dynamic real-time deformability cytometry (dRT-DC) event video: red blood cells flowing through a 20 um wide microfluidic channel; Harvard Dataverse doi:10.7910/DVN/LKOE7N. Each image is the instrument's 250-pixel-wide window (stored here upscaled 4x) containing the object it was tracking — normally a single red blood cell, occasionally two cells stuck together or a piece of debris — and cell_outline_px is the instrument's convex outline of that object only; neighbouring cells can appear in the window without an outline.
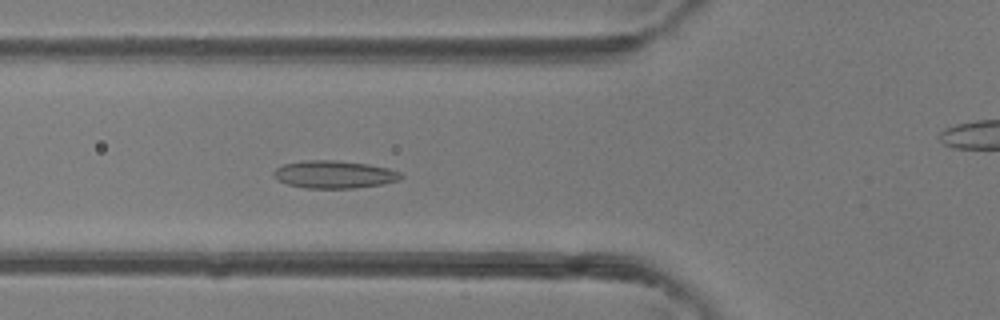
{"species": "common noctule bat (a hibernating species)", "species_latin": "Nyctalus noctula", "temperature_condition": "room temperature", "stored_images_in_passage": 48, "camera_frame_rate_fps": 3000, "um_per_image_px": 0.085, "animal": {"sex": "female"}, "frame": {"image": 1, "passage_image": 18, "time_ms": 5.667, "image_size_px": [1000, 320], "cell_outline_px": [[404, 176], [396, 180], [380, 184], [356, 188], [304, 188], [288, 184], [276, 180], [272, 176], [272, 172], [276, 168], [284, 164], [304, 160], [336, 160], [368, 164], [388, 168], [400, 172]], "centroid_in_image_um": [28.35, 14.82], "position_along_channel_um": 97.4, "area_um2": 20.52}}
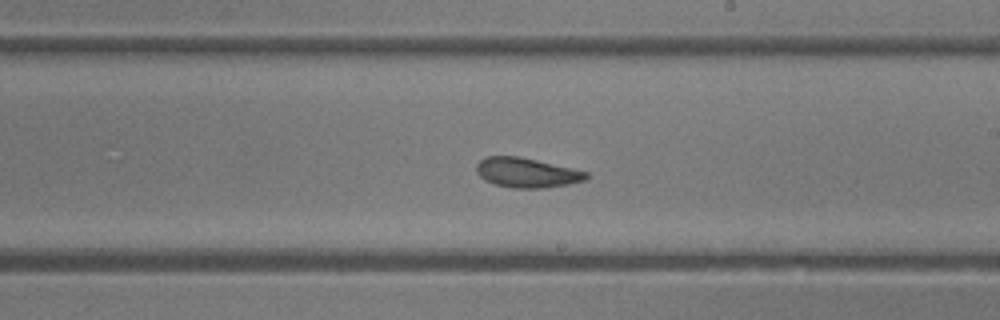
{"frame": {"image": 2, "passage_image": 28, "time_ms": 9.0, "image_size_px": [1000, 320], "cell_outline_px": [[588, 180], [568, 184], [544, 188], [512, 188], [496, 184], [484, 180], [476, 172], [476, 164], [484, 156], [520, 156], [588, 172]], "centroid_in_image_um": [44.76, 14.67], "position_along_channel_um": 244.2, "area_um2": 19.07}}
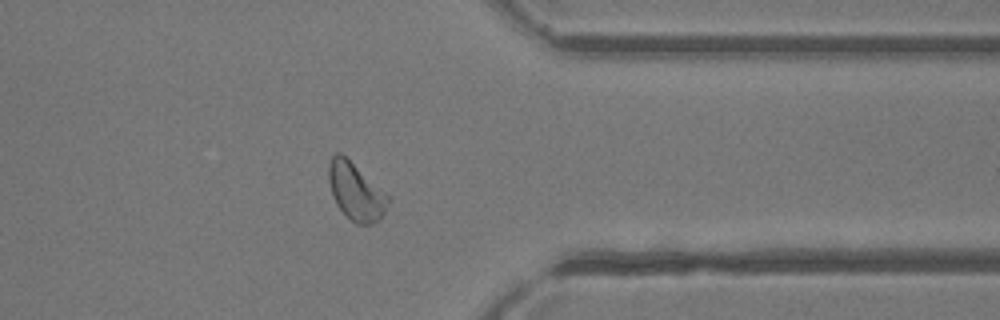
{"frame": {"image": 3, "passage_image": 38, "time_ms": 12.333, "image_size_px": [1000, 320], "cell_outline_px": [[392, 196], [380, 220], [372, 224], [356, 224], [336, 204], [332, 196], [328, 180], [328, 164], [332, 156], [336, 152], [340, 152]], "centroid_in_image_um": [30.27, 16.27], "position_along_channel_um": 381.1, "area_um2": 20.06}, "authors_computed_cell_mechanics": {"area_um2": 20.6057, "velocity_mm_per_s": 4.3973, "shape_relaxation_time_tau1_ms": 4.79, "shape_relaxation_time_tau2_ms": 2.8026, "deformation_change_tau1": 0.1182, "deformation_change_tau2": 0.096}}